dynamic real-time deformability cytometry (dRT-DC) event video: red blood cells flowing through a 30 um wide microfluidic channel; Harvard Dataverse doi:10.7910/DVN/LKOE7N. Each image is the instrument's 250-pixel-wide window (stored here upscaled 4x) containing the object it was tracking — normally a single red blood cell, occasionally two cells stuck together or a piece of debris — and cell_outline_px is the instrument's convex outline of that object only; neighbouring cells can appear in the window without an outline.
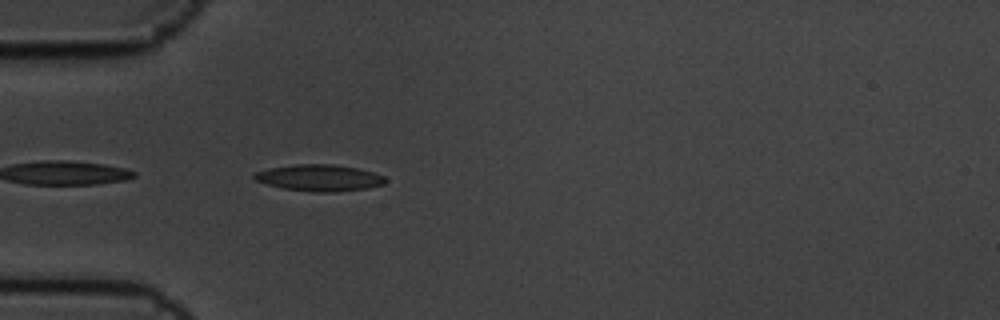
{"species": "common noctule bat (a hibernating species)", "species_latin": "Nyctalus noctula", "temperature_condition": "cold", "stored_images_in_passage": 38, "camera_frame_rate_fps": 3000, "um_per_image_px": 0.085, "animal": {"sex": "male", "body_mass_g": 19.5, "forearm_length_mm": 54.6}, "frame": {"image": 1, "passage_image": 2, "time_ms": 0.333, "image_size_px": [1000, 320], "cell_outline_px": [[388, 180], [384, 184], [368, 188], [336, 192], [312, 192], [284, 188], [252, 180], [252, 176], [256, 172], [268, 168], [296, 164], [332, 164], [356, 168], [372, 172], [384, 176]], "centroid_in_image_um": [27.14, 15.12], "position_along_channel_um": 57.9, "area_um2": 20.29}}
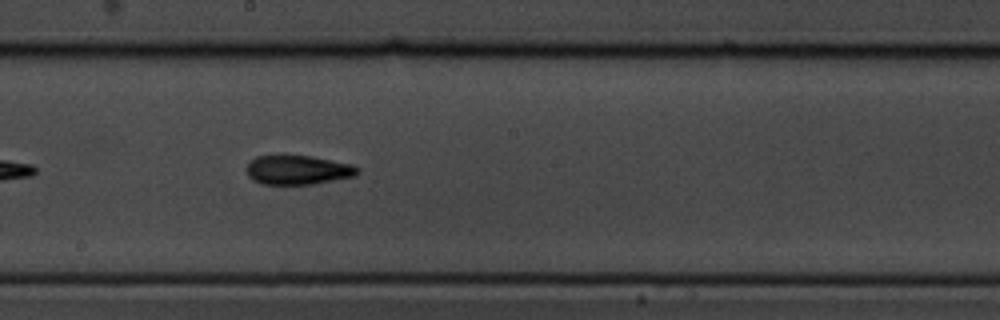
{"frame": {"image": 2, "passage_image": 16, "time_ms": 5.0, "image_size_px": [1000, 320], "cell_outline_px": [[360, 172], [356, 176], [312, 184], [260, 184], [252, 180], [248, 176], [244, 168], [256, 156], [312, 156], [352, 164], [360, 168]], "centroid_in_image_um": [25.32, 14.45], "position_along_channel_um": 222.9, "area_um2": 19.02}}
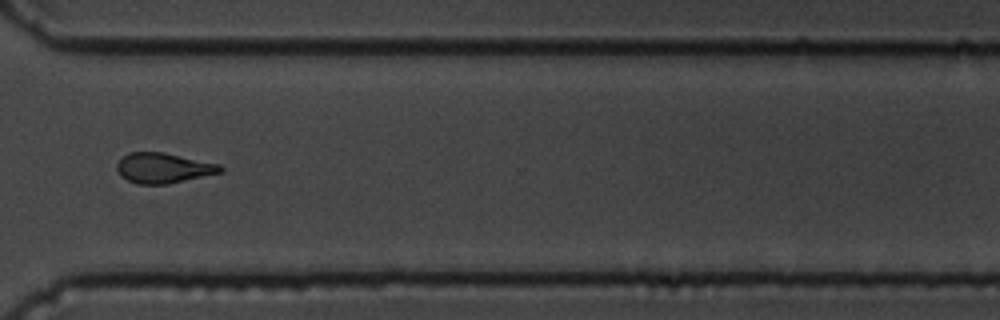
{"frame": {"image": 3, "passage_image": 27, "time_ms": 8.667, "image_size_px": [1000, 320], "cell_outline_px": [[224, 172], [168, 184], [136, 184], [120, 176], [116, 168], [116, 164], [128, 152], [164, 152], [220, 164], [224, 168]], "centroid_in_image_um": [13.9, 14.28], "position_along_channel_um": 356.7, "area_um2": 18.38}, "authors_computed_cell_mechanics": {"area_um2": 18.4671, "velocity_mm_per_s": 3.6428, "shape_relaxation_time_tau1_ms": 4.2346, "shape_relaxation_time_tau2_ms": 5.9088, "deformation_change_tau1": 0.152, "deformation_change_tau2": 0.1201}}